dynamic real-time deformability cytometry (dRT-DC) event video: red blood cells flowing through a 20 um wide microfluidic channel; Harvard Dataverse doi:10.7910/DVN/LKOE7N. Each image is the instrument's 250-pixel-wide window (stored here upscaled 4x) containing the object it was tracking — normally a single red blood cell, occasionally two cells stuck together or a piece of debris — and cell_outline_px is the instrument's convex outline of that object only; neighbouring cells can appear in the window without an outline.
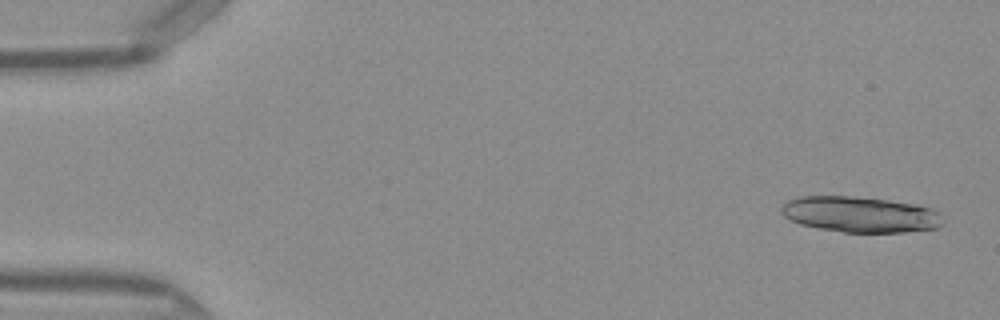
{"species": "Egyptian fruit bat (a non-hibernating species)", "species_latin": "Rousettus aegyptiacus", "temperature_condition": "warm", "stored_images_in_passage": 18, "camera_frame_rate_fps": 3000, "um_per_image_px": 0.085, "frame": {"image": 1, "passage_image": 2, "time_ms": 0.333, "image_size_px": [1000, 320], "cell_outline_px": [[944, 224], [936, 228], [904, 232], [844, 232], [820, 228], [800, 224], [784, 216], [780, 212], [780, 204], [788, 200], [800, 196], [852, 196], [888, 200], [916, 204], [932, 208], [940, 212]], "centroid_in_image_um": [73.12, 18.22], "position_along_channel_um": 11.9, "area_um2": 33.87}}